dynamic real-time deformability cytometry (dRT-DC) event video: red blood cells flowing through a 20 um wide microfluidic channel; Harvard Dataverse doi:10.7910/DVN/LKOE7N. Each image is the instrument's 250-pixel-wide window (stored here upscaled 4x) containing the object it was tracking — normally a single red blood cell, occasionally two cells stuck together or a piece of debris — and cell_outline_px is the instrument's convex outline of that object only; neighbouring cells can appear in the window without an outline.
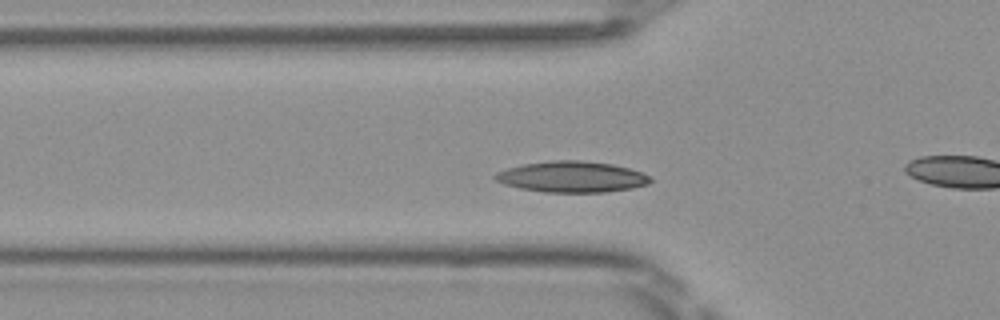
{"species": "Egyptian fruit bat (a non-hibernating species)", "species_latin": "Rousettus aegyptiacus", "temperature_condition": "room temperature", "stored_images_in_passage": 46, "camera_frame_rate_fps": 3000, "um_per_image_px": 0.085, "frame": {"image": 1, "passage_image": 12, "time_ms": 3.667, "image_size_px": [1000, 320], "cell_outline_px": [[652, 180], [648, 184], [632, 188], [604, 192], [544, 192], [520, 188], [504, 184], [496, 180], [492, 176], [496, 172], [508, 168], [524, 164], [552, 160], [580, 160], [612, 164], [628, 168], [652, 176]], "centroid_in_image_um": [48.61, 15.03], "position_along_channel_um": 77.2, "area_um2": 27.98}}
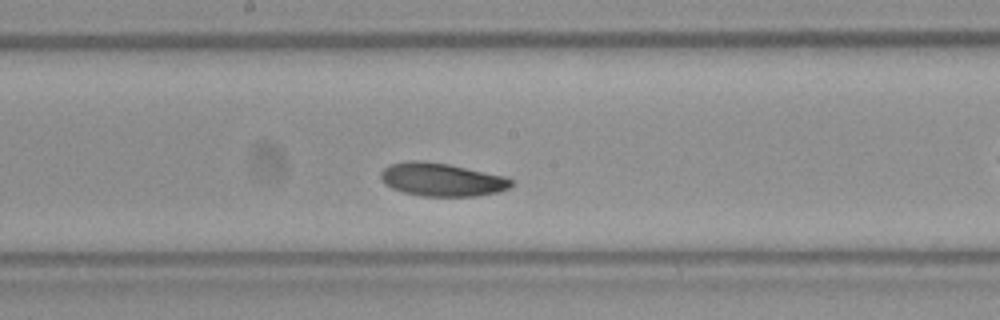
{"frame": {"image": 2, "passage_image": 22, "time_ms": 7.0, "image_size_px": [1000, 320], "cell_outline_px": [[512, 184], [508, 188], [500, 192], [480, 196], [420, 196], [404, 192], [392, 188], [384, 184], [380, 180], [380, 172], [384, 168], [392, 164], [408, 160], [420, 160], [448, 164], [504, 176], [512, 180]], "centroid_in_image_um": [37.52, 15.27], "position_along_channel_um": 210.7, "area_um2": 25.32}}
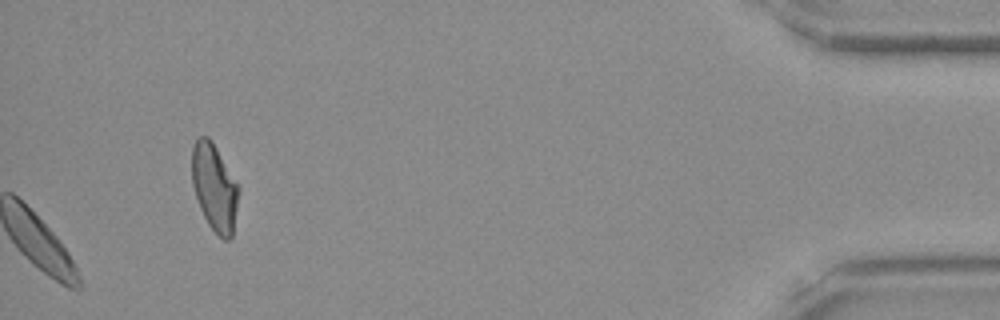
{"frame": {"image": 3, "passage_image": 46, "time_ms": 15.0, "image_size_px": [1000, 320], "cell_outline_px": [[240, 192], [232, 236], [228, 240], [224, 240], [208, 224], [200, 208], [192, 184], [192, 148], [196, 140], [200, 136], [208, 136], [216, 148], [240, 188]], "centroid_in_image_um": [18.24, 15.94], "position_along_channel_um": 417.0, "area_um2": 23.47}, "authors_computed_cell_mechanics": {"area_um2": 25.2875, "velocity_mm_per_s": 3.9903, "shape_relaxation_time_tau1_ms": 1.2992, "shape_relaxation_time_tau2_ms": null, "deformation_change_tau1": 0.0504, "deformation_change_tau2": null}}